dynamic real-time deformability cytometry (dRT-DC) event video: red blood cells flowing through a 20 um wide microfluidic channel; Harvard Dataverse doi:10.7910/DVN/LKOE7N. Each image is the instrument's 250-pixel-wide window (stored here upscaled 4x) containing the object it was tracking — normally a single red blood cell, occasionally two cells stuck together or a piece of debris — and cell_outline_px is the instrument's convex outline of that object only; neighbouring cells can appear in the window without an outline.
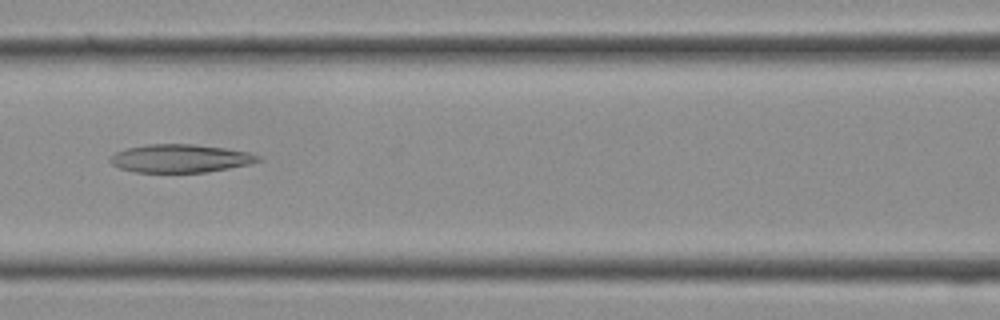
{"species": "Egyptian fruit bat (a non-hibernating species)", "species_latin": "Rousettus aegyptiacus", "temperature_condition": "cold", "stored_images_in_passage": 18, "camera_frame_rate_fps": 3000, "um_per_image_px": 0.085, "frame": {"image": 1, "passage_image": 13, "time_ms": 4.0, "image_size_px": [1000, 320], "cell_outline_px": [[264, 156], [260, 160], [248, 164], [228, 168], [204, 172], [136, 172], [120, 168], [112, 164], [108, 160], [108, 156], [116, 152], [128, 148], [144, 144], [192, 144], [224, 148], [248, 152]], "centroid_in_image_um": [15.3, 13.46], "position_along_channel_um": 151.3, "area_um2": 24.22}}
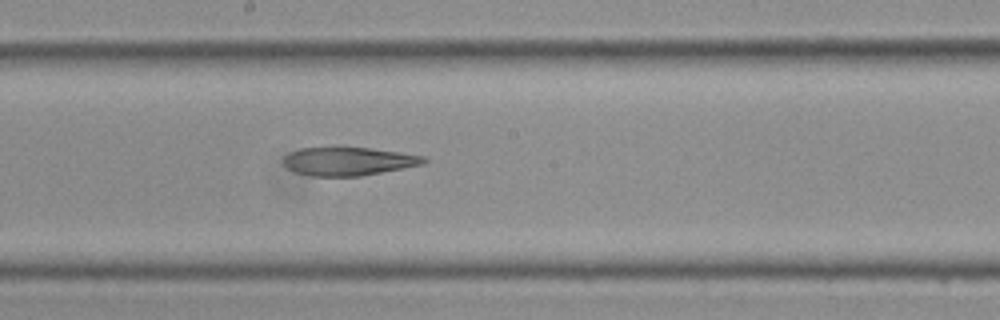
{"frame": {"image": 2, "passage_image": 16, "time_ms": 5.0, "image_size_px": [1000, 320], "cell_outline_px": [[428, 160], [424, 164], [360, 176], [312, 176], [296, 172], [288, 168], [284, 164], [284, 156], [300, 148], [340, 144], [400, 152], [424, 156]], "centroid_in_image_um": [29.6, 13.66], "position_along_channel_um": 218.6, "area_um2": 23.87}}
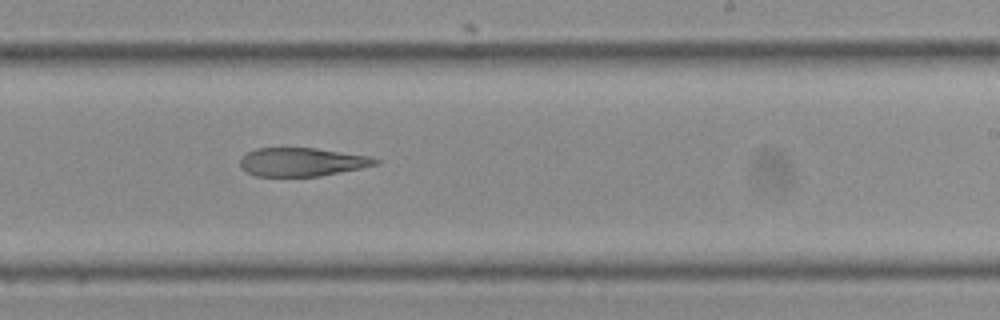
{"frame": {"image": 3, "passage_image": 18, "time_ms": 5.667, "image_size_px": [1000, 320], "cell_outline_px": [[380, 164], [320, 176], [256, 176], [240, 168], [240, 156], [256, 148], [316, 148], [372, 156], [380, 160]], "centroid_in_image_um": [25.68, 13.76], "position_along_channel_um": 263.3, "area_um2": 22.6}}